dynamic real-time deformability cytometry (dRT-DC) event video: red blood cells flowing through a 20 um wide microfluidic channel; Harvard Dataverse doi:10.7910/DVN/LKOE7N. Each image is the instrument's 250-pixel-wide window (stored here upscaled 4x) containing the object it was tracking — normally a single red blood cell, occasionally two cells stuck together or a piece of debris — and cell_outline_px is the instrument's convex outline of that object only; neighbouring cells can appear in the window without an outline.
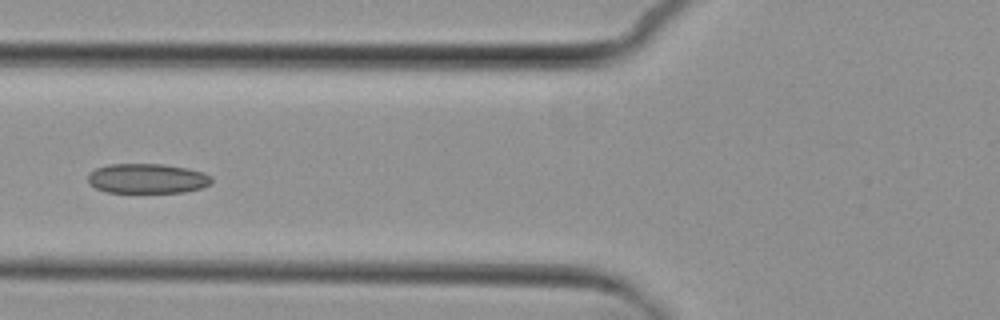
{"species": "common noctule bat (a hibernating species)", "species_latin": "Nyctalus noctula", "temperature_condition": "cold", "stored_images_in_passage": 5, "camera_frame_rate_fps": 3000, "um_per_image_px": 0.085, "animal": {"sex": "female", "body_mass_g": 29.2, "forearm_length_mm": 56.3}, "frame": {"image": 1, "passage_image": 4, "time_ms": 3.667, "image_size_px": [1000, 320], "cell_outline_px": [[212, 184], [200, 188], [184, 192], [108, 192], [96, 188], [88, 184], [88, 176], [96, 168], [108, 164], [164, 164], [188, 168], [204, 172], [212, 176]], "centroid_in_image_um": [12.55, 15.17], "position_along_channel_um": 113.3, "area_um2": 21.56}}
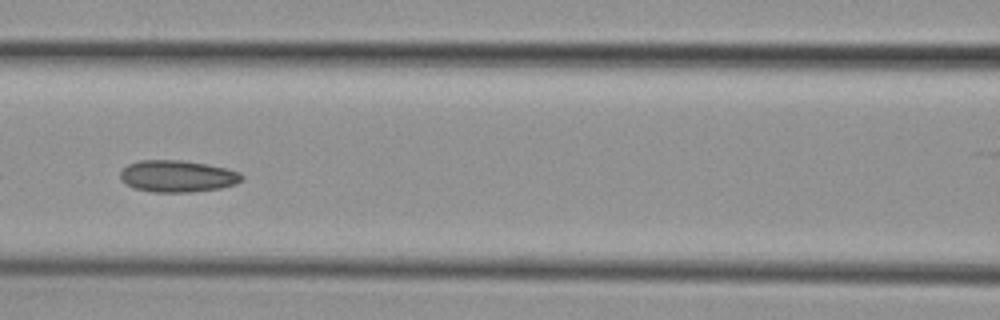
{"frame": {"image": 2, "passage_image": 5, "time_ms": 4.667, "image_size_px": [1000, 320], "cell_outline_px": [[244, 176], [236, 184], [220, 188], [188, 192], [152, 192], [132, 188], [120, 180], [120, 172], [128, 164], [140, 160], [180, 160], [208, 164], [240, 172]], "centroid_in_image_um": [15.05, 14.98], "position_along_channel_um": 151.6, "area_um2": 22.54}}